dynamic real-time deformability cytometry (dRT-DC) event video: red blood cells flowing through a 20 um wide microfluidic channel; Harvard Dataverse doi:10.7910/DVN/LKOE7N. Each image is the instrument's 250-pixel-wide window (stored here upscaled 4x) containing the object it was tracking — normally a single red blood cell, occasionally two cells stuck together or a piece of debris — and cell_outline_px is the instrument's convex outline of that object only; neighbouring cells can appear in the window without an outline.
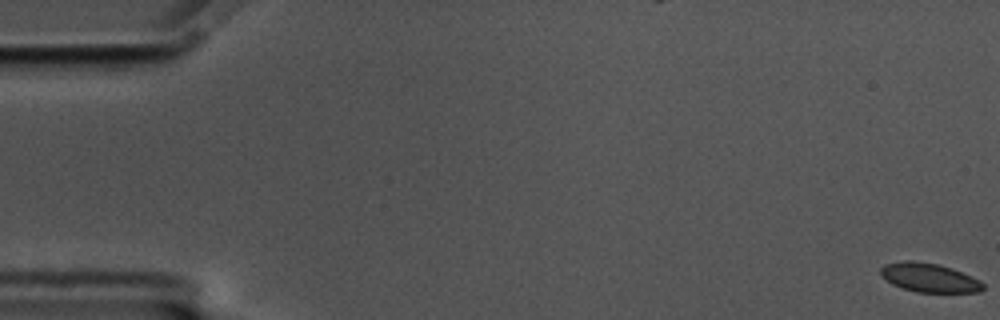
{"species": "common noctule bat (a hibernating species)", "species_latin": "Nyctalus noctula", "temperature_condition": "cold", "stored_images_in_passage": 59, "camera_frame_rate_fps": 3000, "um_per_image_px": 0.085, "animal": {"sex": "male", "body_mass_g": 17.5, "forearm_length_mm": 52.3}, "frame": {"image": 1, "passage_image": 1, "time_ms": 0.0, "image_size_px": [1000, 320], "cell_outline_px": [[984, 288], [980, 292], [916, 292], [892, 284], [880, 276], [880, 268], [884, 264], [904, 260], [916, 260], [936, 264], [952, 268], [972, 276], [980, 280], [984, 284]], "centroid_in_image_um": [78.97, 23.59], "position_along_channel_um": 6.0, "area_um2": 17.4}}
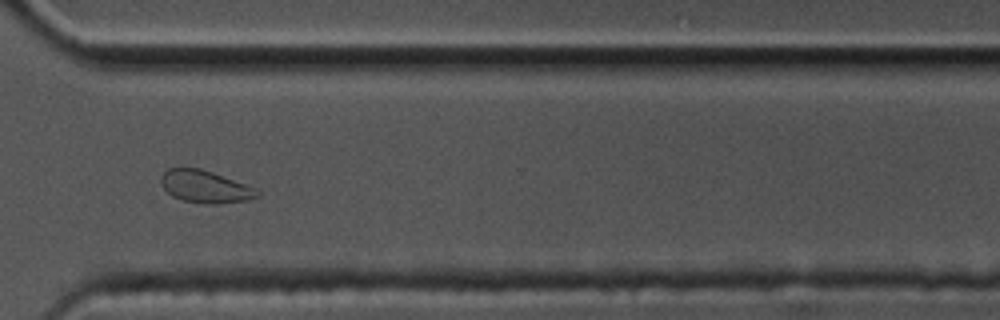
{"frame": {"image": 2, "passage_image": 44, "time_ms": 14.333, "image_size_px": [1000, 320], "cell_outline_px": [[260, 192], [256, 196], [248, 200], [216, 204], [204, 204], [180, 200], [172, 196], [160, 184], [160, 176], [168, 168], [200, 168], [260, 188]], "centroid_in_image_um": [17.45, 15.87], "position_along_channel_um": 353.1, "area_um2": 18.44}}
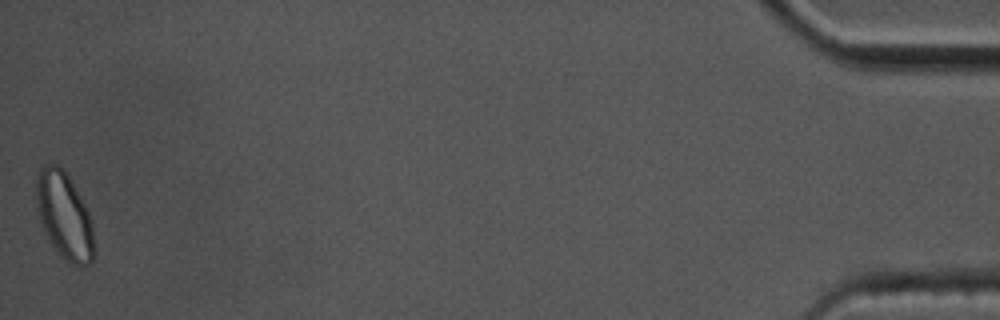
{"frame": {"image": 3, "passage_image": 59, "time_ms": 19.333, "image_size_px": [1000, 320], "cell_outline_px": [[96, 248], [92, 264], [80, 268], [72, 264], [52, 244], [40, 220], [36, 208], [36, 172], [40, 164], [56, 164], [68, 176], [84, 204], [92, 220]], "centroid_in_image_um": [5.49, 18.34], "position_along_channel_um": 429.7, "area_um2": 29.3}, "authors_computed_cell_mechanics": {"area_um2": 18.0914, "velocity_mm_per_s": 3.4635, "shape_relaxation_time_tau1_ms": 3.0444, "shape_relaxation_time_tau2_ms": 1.2684, "deformation_change_tau1": 0.0597, "deformation_change_tau2": 0.0358}}